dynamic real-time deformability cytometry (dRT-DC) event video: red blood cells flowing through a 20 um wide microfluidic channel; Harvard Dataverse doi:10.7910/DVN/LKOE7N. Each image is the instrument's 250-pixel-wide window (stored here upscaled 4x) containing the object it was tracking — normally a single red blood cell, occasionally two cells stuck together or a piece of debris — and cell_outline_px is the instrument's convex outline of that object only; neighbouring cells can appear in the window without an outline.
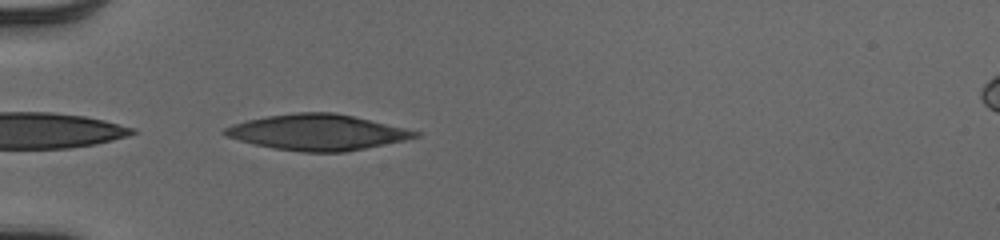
{"species": "human", "species_latin": "Homo sapiens", "temperature_condition": "cold", "stored_images_in_passage": 36, "camera_frame_rate_fps": 3000, "um_per_image_px": 0.085, "donor": {"sex": "male"}, "frame": {"image": 1, "passage_image": 1, "time_ms": 0.0, "image_size_px": [1000, 240], "cell_outline_px": [[420, 136], [404, 140], [344, 152], [300, 152], [272, 148], [224, 136], [220, 132], [224, 128], [232, 124], [248, 120], [268, 116], [296, 112], [332, 112], [352, 116], [404, 128], [420, 132]], "centroid_in_image_um": [26.92, 11.25], "position_along_channel_um": 58.1, "area_um2": 39.3}}
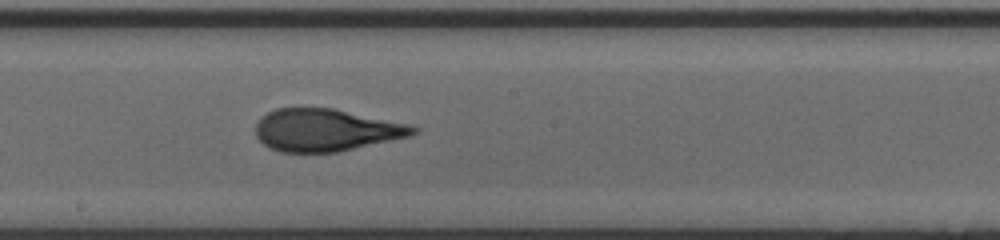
{"frame": {"image": 2, "passage_image": 14, "time_ms": 4.333, "image_size_px": [1000, 240], "cell_outline_px": [[420, 128], [412, 136], [340, 152], [280, 152], [268, 148], [256, 136], [256, 124], [260, 116], [276, 108], [332, 108], [408, 124]], "centroid_in_image_um": [27.7, 11.07], "position_along_channel_um": 220.5, "area_um2": 39.02}}
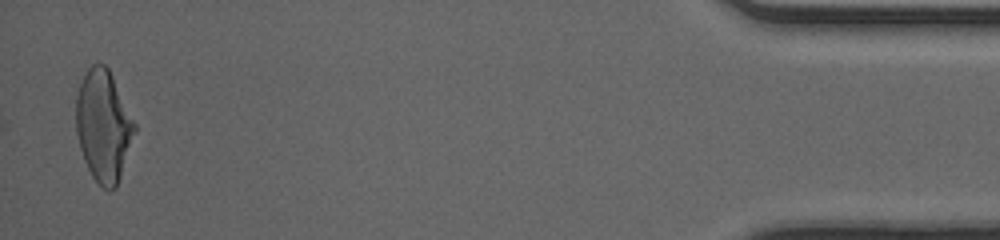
{"frame": {"image": 3, "passage_image": 35, "time_ms": 11.333, "image_size_px": [1000, 240], "cell_outline_px": [[136, 128], [116, 188], [112, 192], [108, 192], [92, 176], [84, 160], [80, 148], [76, 132], [76, 96], [80, 84], [88, 68], [92, 64], [104, 64], [108, 68], [136, 124]], "centroid_in_image_um": [8.78, 10.71], "position_along_channel_um": 426.4, "area_um2": 37.57}, "authors_computed_cell_mechanics": {"area_um2": 38.8416, "velocity_mm_per_s": 4.037, "shape_relaxation_time_tau1_ms": 4.7435, "shape_relaxation_time_tau2_ms": 1.1835, "deformation_change_tau1": 0.2032, "deformation_change_tau2": 0.092}}